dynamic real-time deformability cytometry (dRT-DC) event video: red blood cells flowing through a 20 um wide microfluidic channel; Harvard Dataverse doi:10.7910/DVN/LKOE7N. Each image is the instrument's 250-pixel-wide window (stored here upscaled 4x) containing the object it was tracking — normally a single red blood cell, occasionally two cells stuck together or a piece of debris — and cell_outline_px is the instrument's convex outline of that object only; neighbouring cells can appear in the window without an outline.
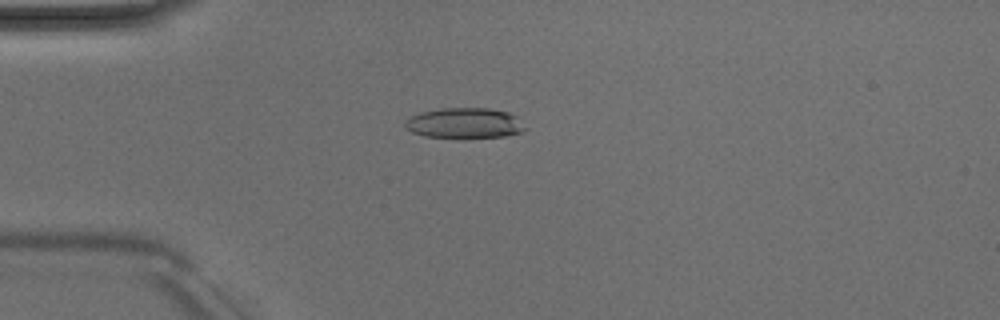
{"species": "Egyptian fruit bat (a non-hibernating species)", "species_latin": "Rousettus aegyptiacus", "temperature_condition": "room temperature", "stored_images_in_passage": 16, "camera_frame_rate_fps": 3000, "um_per_image_px": 0.085, "animal": {"sex": "male"}, "frame": {"image": 1, "passage_image": 13, "time_ms": 4.0, "image_size_px": [1000, 320], "cell_outline_px": [[524, 128], [520, 132], [504, 136], [424, 136], [412, 132], [404, 124], [412, 116], [420, 112], [440, 108], [488, 108], [508, 112], [516, 116]], "centroid_in_image_um": [39.47, 10.43], "position_along_channel_um": 45.5, "area_um2": 20.46}}